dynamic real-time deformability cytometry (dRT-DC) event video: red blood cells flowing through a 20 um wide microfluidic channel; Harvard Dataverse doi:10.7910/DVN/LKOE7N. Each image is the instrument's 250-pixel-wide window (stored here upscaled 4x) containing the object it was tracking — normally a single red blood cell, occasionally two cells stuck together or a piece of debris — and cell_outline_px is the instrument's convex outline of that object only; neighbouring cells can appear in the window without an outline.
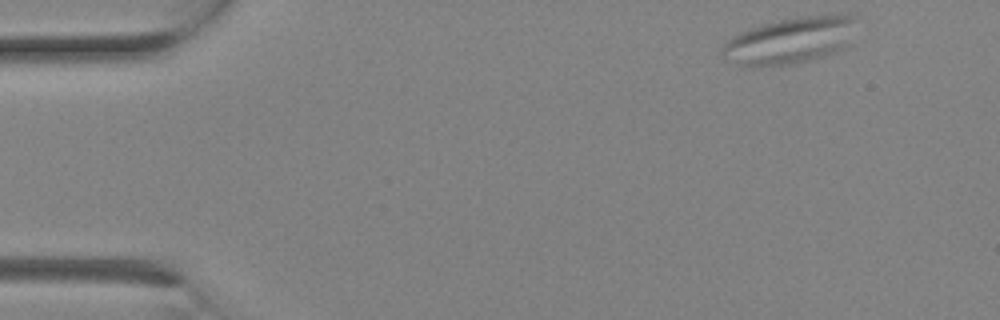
{"species": "Egyptian fruit bat (a non-hibernating species)", "species_latin": "Rousettus aegyptiacus", "temperature_condition": "room temperature", "stored_images_in_passage": 14, "camera_frame_rate_fps": 3000, "um_per_image_px": 0.085, "animal": {"sex": "female"}, "frame": {"image": 1, "passage_image": 1, "time_ms": 0.0, "image_size_px": [1000, 320], "cell_outline_px": [[860, 16], [844, 44], [836, 52], [824, 56], [792, 64], [736, 64], [720, 56], [720, 48], [732, 36], [740, 32], [764, 24], [780, 20], [804, 16], [840, 12], [844, 12]], "centroid_in_image_um": [67.19, 3.38], "position_along_channel_um": 17.8, "area_um2": 35.89}}
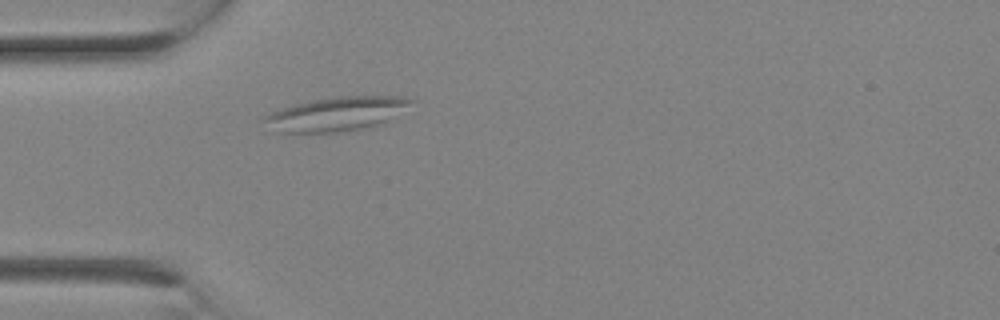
{"frame": {"image": 2, "passage_image": 6, "time_ms": 1.667, "image_size_px": [1000, 320], "cell_outline_px": [[416, 100], [384, 124], [364, 128], [336, 132], [280, 132], [260, 120], [264, 116], [272, 112], [296, 104], [312, 100], [336, 96], [404, 96]], "centroid_in_image_um": [28.66, 9.67], "position_along_channel_um": 56.3, "area_um2": 28.84}}
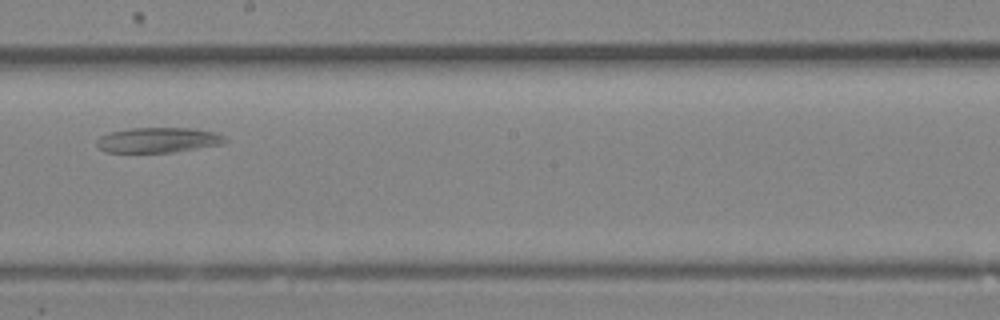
{"frame": {"image": 3, "passage_image": 13, "time_ms": 4.0, "image_size_px": [1000, 320], "cell_outline_px": [[228, 140], [224, 144], [172, 152], [104, 152], [96, 144], [96, 140], [100, 136], [108, 132], [128, 128], [192, 128], [216, 132], [224, 136]], "centroid_in_image_um": [13.44, 11.89], "position_along_channel_um": 234.8, "area_um2": 18.96}}